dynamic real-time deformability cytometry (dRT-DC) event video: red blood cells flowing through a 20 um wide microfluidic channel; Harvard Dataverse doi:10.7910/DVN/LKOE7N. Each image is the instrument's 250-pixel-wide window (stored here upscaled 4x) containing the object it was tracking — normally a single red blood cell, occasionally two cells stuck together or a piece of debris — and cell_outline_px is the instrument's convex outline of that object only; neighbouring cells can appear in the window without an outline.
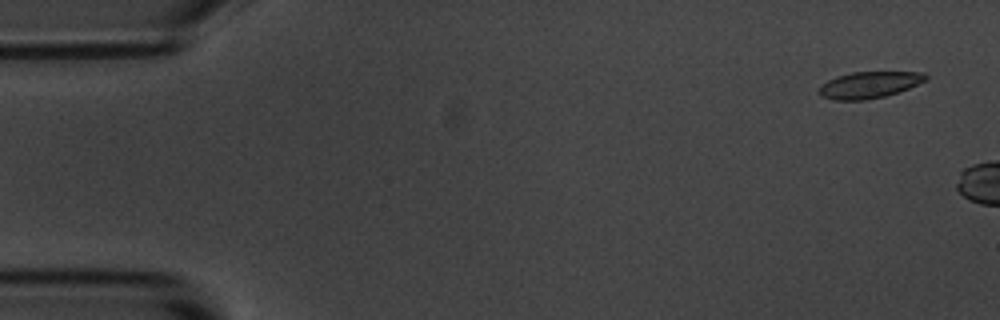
{"species": "common noctule bat (a hibernating species)", "species_latin": "Nyctalus noctula", "temperature_condition": "room temperature", "stored_images_in_passage": 3, "camera_frame_rate_fps": 3000, "um_per_image_px": 0.085, "animal": {"sex": "male", "body_mass_g": 20.1, "forearm_length_mm": 53.5}, "frame": {"image": 1, "passage_image": 1, "time_ms": 0.0, "image_size_px": [1000, 320], "cell_outline_px": [[928, 80], [908, 88], [884, 96], [864, 100], [832, 100], [820, 96], [816, 92], [816, 88], [820, 84], [836, 76], [852, 72], [924, 72], [928, 76]], "centroid_in_image_um": [73.81, 7.21], "position_along_channel_um": 11.2, "area_um2": 16.7}}